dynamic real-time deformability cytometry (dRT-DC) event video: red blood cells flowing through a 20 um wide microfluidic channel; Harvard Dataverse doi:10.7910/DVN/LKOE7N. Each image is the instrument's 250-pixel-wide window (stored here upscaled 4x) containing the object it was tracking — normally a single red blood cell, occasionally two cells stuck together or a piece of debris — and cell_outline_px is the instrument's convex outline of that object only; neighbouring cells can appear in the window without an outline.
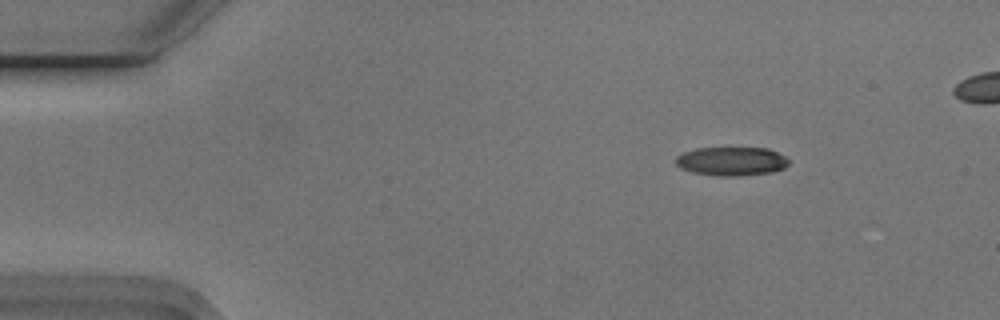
{"species": "Egyptian fruit bat (a non-hibernating species)", "species_latin": "Rousettus aegyptiacus", "temperature_condition": "cold", "stored_images_in_passage": 6, "camera_frame_rate_fps": 3000, "um_per_image_px": 0.085, "animal": {"sex": "male"}, "frame": {"image": 1, "passage_image": 3, "time_ms": 0.667, "image_size_px": [1000, 320], "cell_outline_px": [[788, 164], [784, 168], [772, 172], [740, 176], [716, 176], [692, 172], [680, 168], [676, 164], [676, 156], [684, 152], [696, 148], [768, 148], [784, 156], [788, 160]], "centroid_in_image_um": [62.16, 13.71], "position_along_channel_um": 22.8, "area_um2": 18.96}}